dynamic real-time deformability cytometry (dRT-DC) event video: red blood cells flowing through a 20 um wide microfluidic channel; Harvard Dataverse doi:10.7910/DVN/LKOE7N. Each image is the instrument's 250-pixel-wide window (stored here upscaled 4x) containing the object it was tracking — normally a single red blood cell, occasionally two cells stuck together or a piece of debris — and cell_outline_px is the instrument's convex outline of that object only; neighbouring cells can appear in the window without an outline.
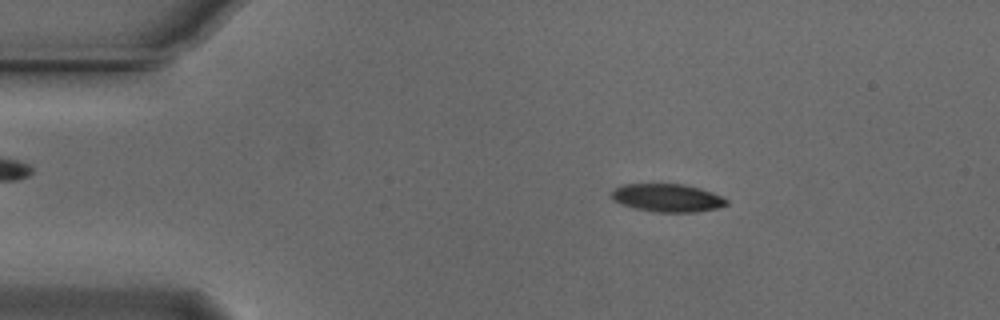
{"species": "Egyptian fruit bat (a non-hibernating species)", "species_latin": "Rousettus aegyptiacus", "temperature_condition": "cold", "stored_images_in_passage": 49, "camera_frame_rate_fps": 3000, "um_per_image_px": 0.085, "animal": {"sex": "male"}, "frame": {"image": 1, "passage_image": 9, "time_ms": 2.667, "image_size_px": [1000, 320], "cell_outline_px": [[728, 204], [716, 208], [696, 212], [652, 212], [620, 204], [612, 200], [612, 192], [616, 188], [624, 184], [684, 184], [700, 188], [712, 192], [728, 200]], "centroid_in_image_um": [56.72, 16.82], "position_along_channel_um": 28.3, "area_um2": 18.73}}
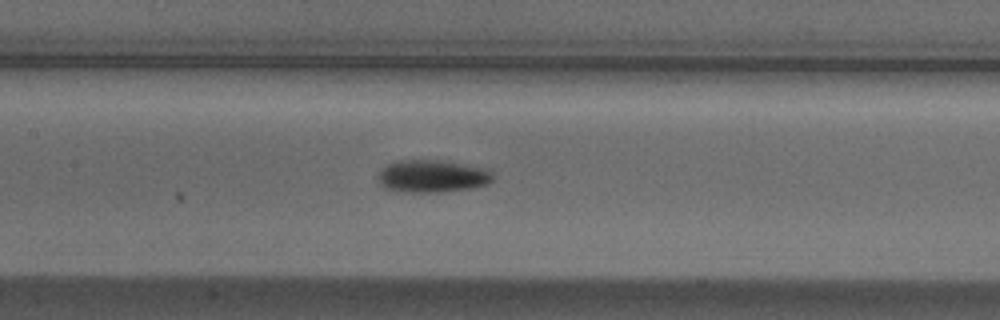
{"frame": {"image": 2, "passage_image": 25, "time_ms": 8.0, "image_size_px": [1000, 320], "cell_outline_px": [[492, 180], [488, 184], [472, 188], [444, 192], [404, 192], [384, 188], [380, 184], [380, 172], [388, 164], [396, 160], [440, 160], [488, 168], [492, 172]], "centroid_in_image_um": [36.78, 14.98], "position_along_channel_um": 170.6, "area_um2": 21.79}}
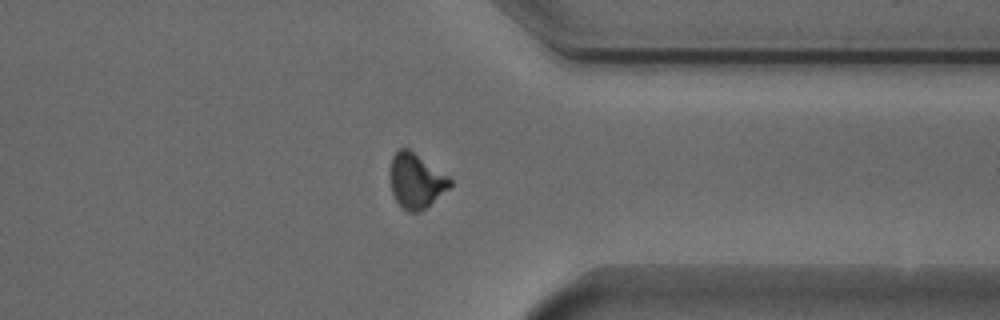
{"frame": {"image": 3, "passage_image": 42, "time_ms": 13.667, "image_size_px": [1000, 320], "cell_outline_px": [[452, 184], [448, 188], [420, 212], [408, 212], [396, 200], [392, 192], [392, 156], [400, 148], [408, 148], [448, 176], [452, 180]], "centroid_in_image_um": [35.38, 15.37], "position_along_channel_um": 376.0, "area_um2": 18.44}, "authors_computed_cell_mechanics": {"area_um2": 19.4786, "velocity_mm_per_s": 3.7206, "shape_relaxation_time_tau1_ms": 3.6234, "shape_relaxation_time_tau2_ms": null, "deformation_change_tau1": 0.1184, "deformation_change_tau2": null}}